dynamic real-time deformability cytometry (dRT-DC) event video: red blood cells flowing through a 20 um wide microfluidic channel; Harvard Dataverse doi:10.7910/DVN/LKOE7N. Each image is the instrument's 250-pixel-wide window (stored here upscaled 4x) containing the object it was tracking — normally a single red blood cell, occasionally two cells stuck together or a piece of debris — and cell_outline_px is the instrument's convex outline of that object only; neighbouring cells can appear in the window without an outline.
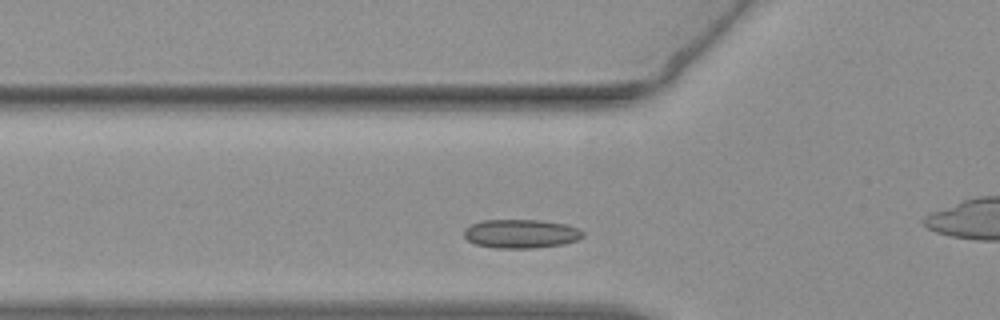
{"species": "common noctule bat (a hibernating species)", "species_latin": "Nyctalus noctula", "temperature_condition": "warm", "stored_images_in_passage": 38, "camera_frame_rate_fps": 3000, "um_per_image_px": 0.085, "animal": {"sex": "female", "body_mass_g": 19.3, "forearm_length_mm": 54.1}, "frame": {"image": 1, "passage_image": 12, "time_ms": 3.667, "image_size_px": [1000, 320], "cell_outline_px": [[584, 236], [576, 240], [564, 244], [532, 248], [496, 248], [476, 244], [468, 240], [464, 236], [464, 228], [480, 220], [540, 220], [564, 224], [580, 228], [584, 232]], "centroid_in_image_um": [44.29, 19.86], "position_along_channel_um": 81.5, "area_um2": 20.0}}
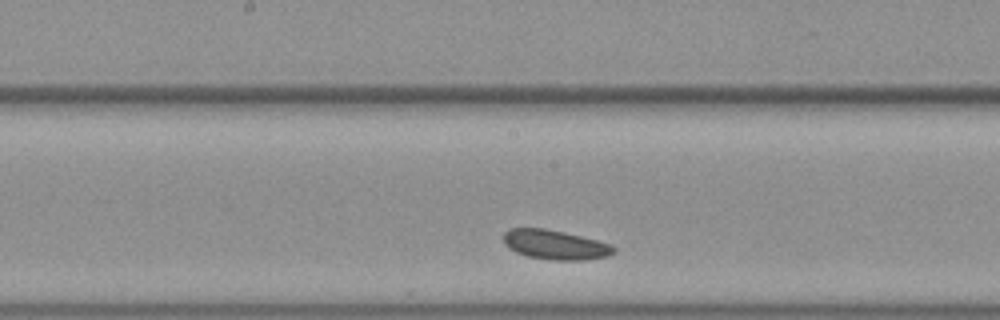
{"frame": {"image": 2, "passage_image": 22, "time_ms": 7.0, "image_size_px": [1000, 320], "cell_outline_px": [[616, 252], [608, 256], [584, 260], [552, 260], [528, 256], [516, 252], [508, 248], [504, 244], [504, 232], [508, 228], [544, 228], [564, 232], [612, 244], [616, 248]], "centroid_in_image_um": [47.19, 20.8], "position_along_channel_um": 201.0, "area_um2": 19.02}}
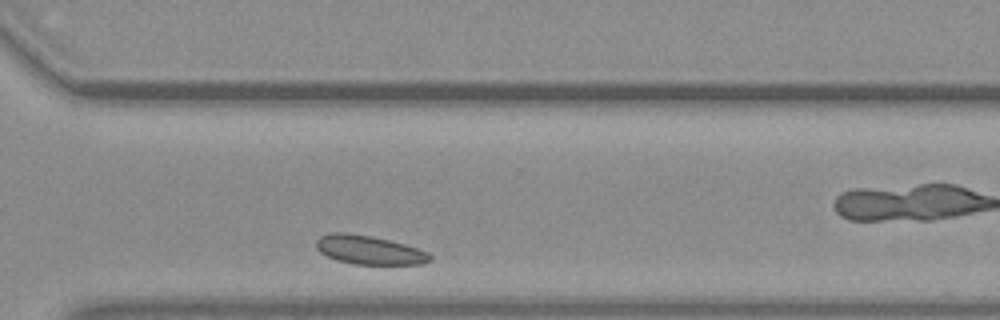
{"frame": {"image": 3, "passage_image": 34, "time_ms": 11.0, "image_size_px": [1000, 320], "cell_outline_px": [[432, 260], [420, 264], [352, 264], [336, 260], [320, 252], [316, 248], [316, 240], [320, 236], [332, 232], [344, 232], [372, 236], [404, 244], [428, 252], [432, 256]], "centroid_in_image_um": [31.35, 21.24], "position_along_channel_um": 339.2, "area_um2": 19.07}}